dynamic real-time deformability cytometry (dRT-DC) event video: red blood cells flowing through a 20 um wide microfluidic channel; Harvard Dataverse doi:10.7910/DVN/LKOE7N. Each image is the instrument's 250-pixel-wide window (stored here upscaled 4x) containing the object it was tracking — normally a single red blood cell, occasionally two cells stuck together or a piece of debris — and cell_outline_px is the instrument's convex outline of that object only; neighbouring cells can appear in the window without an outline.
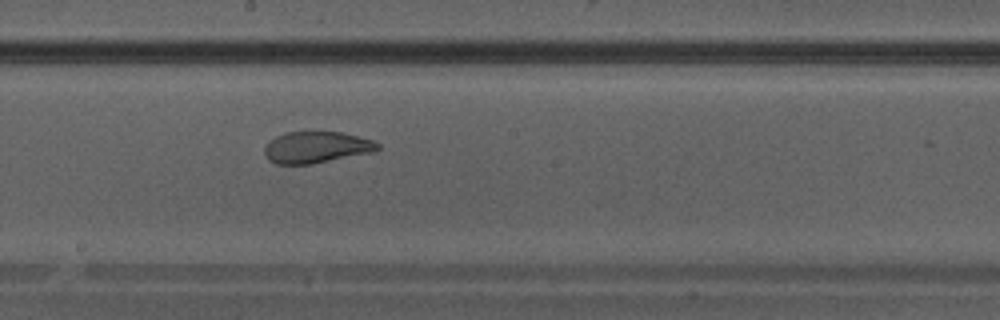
{"species": "Egyptian fruit bat (a non-hibernating species)", "species_latin": "Rousettus aegyptiacus", "temperature_condition": "warm", "stored_images_in_passage": 40, "camera_frame_rate_fps": 3000, "um_per_image_px": 0.085, "animal": {"sex": "male"}, "frame": {"image": 1, "passage_image": 23, "time_ms": 7.333, "image_size_px": [1000, 320], "cell_outline_px": [[380, 148], [368, 152], [312, 164], [276, 164], [268, 160], [264, 152], [264, 148], [276, 136], [284, 132], [344, 132], [372, 140], [380, 144]], "centroid_in_image_um": [26.85, 12.51], "position_along_channel_um": 221.3, "area_um2": 20.46}}